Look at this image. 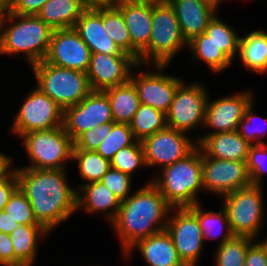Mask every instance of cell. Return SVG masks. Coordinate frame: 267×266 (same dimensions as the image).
Masks as SVG:
<instances>
[{
  "mask_svg": "<svg viewBox=\"0 0 267 266\" xmlns=\"http://www.w3.org/2000/svg\"><path fill=\"white\" fill-rule=\"evenodd\" d=\"M112 131V123H105L82 133L75 141L74 148L95 150Z\"/></svg>",
  "mask_w": 267,
  "mask_h": 266,
  "instance_id": "41",
  "label": "cell"
},
{
  "mask_svg": "<svg viewBox=\"0 0 267 266\" xmlns=\"http://www.w3.org/2000/svg\"><path fill=\"white\" fill-rule=\"evenodd\" d=\"M262 243L265 245V247L267 248V238L266 240H262Z\"/></svg>",
  "mask_w": 267,
  "mask_h": 266,
  "instance_id": "53",
  "label": "cell"
},
{
  "mask_svg": "<svg viewBox=\"0 0 267 266\" xmlns=\"http://www.w3.org/2000/svg\"><path fill=\"white\" fill-rule=\"evenodd\" d=\"M124 1H131V2H146V3H158L162 0H124Z\"/></svg>",
  "mask_w": 267,
  "mask_h": 266,
  "instance_id": "52",
  "label": "cell"
},
{
  "mask_svg": "<svg viewBox=\"0 0 267 266\" xmlns=\"http://www.w3.org/2000/svg\"><path fill=\"white\" fill-rule=\"evenodd\" d=\"M146 166L162 168L183 159L196 147L186 133L166 127L141 141Z\"/></svg>",
  "mask_w": 267,
  "mask_h": 266,
  "instance_id": "13",
  "label": "cell"
},
{
  "mask_svg": "<svg viewBox=\"0 0 267 266\" xmlns=\"http://www.w3.org/2000/svg\"><path fill=\"white\" fill-rule=\"evenodd\" d=\"M244 266H267V248L262 241L255 240L249 245Z\"/></svg>",
  "mask_w": 267,
  "mask_h": 266,
  "instance_id": "43",
  "label": "cell"
},
{
  "mask_svg": "<svg viewBox=\"0 0 267 266\" xmlns=\"http://www.w3.org/2000/svg\"><path fill=\"white\" fill-rule=\"evenodd\" d=\"M48 0H10V12L20 15H37Z\"/></svg>",
  "mask_w": 267,
  "mask_h": 266,
  "instance_id": "45",
  "label": "cell"
},
{
  "mask_svg": "<svg viewBox=\"0 0 267 266\" xmlns=\"http://www.w3.org/2000/svg\"><path fill=\"white\" fill-rule=\"evenodd\" d=\"M252 110H253V103H251L249 105V107L246 109L244 117L239 122L237 131L251 145L265 143V142L260 140L261 139L260 137L265 136V134L267 132V128H262V127L260 128L257 124H256L257 127H254L251 125L253 120L255 122V117H256V115H253ZM257 118H260V117L258 116V117H256V119ZM262 120H264V122H266V120L264 118ZM265 125L267 127V123ZM253 141H255V143Z\"/></svg>",
  "mask_w": 267,
  "mask_h": 266,
  "instance_id": "42",
  "label": "cell"
},
{
  "mask_svg": "<svg viewBox=\"0 0 267 266\" xmlns=\"http://www.w3.org/2000/svg\"><path fill=\"white\" fill-rule=\"evenodd\" d=\"M12 158L11 156L0 153V179H2L11 169Z\"/></svg>",
  "mask_w": 267,
  "mask_h": 266,
  "instance_id": "49",
  "label": "cell"
},
{
  "mask_svg": "<svg viewBox=\"0 0 267 266\" xmlns=\"http://www.w3.org/2000/svg\"><path fill=\"white\" fill-rule=\"evenodd\" d=\"M74 29L92 54L129 55L123 52L104 30L102 7L87 8L76 22Z\"/></svg>",
  "mask_w": 267,
  "mask_h": 266,
  "instance_id": "20",
  "label": "cell"
},
{
  "mask_svg": "<svg viewBox=\"0 0 267 266\" xmlns=\"http://www.w3.org/2000/svg\"><path fill=\"white\" fill-rule=\"evenodd\" d=\"M64 110L38 87L29 92L12 124L13 133L22 135L63 126Z\"/></svg>",
  "mask_w": 267,
  "mask_h": 266,
  "instance_id": "9",
  "label": "cell"
},
{
  "mask_svg": "<svg viewBox=\"0 0 267 266\" xmlns=\"http://www.w3.org/2000/svg\"><path fill=\"white\" fill-rule=\"evenodd\" d=\"M160 177L152 179L162 196L173 208L200 203L197 195L202 185V151L197 146L183 159L161 168Z\"/></svg>",
  "mask_w": 267,
  "mask_h": 266,
  "instance_id": "4",
  "label": "cell"
},
{
  "mask_svg": "<svg viewBox=\"0 0 267 266\" xmlns=\"http://www.w3.org/2000/svg\"><path fill=\"white\" fill-rule=\"evenodd\" d=\"M189 208L195 213L199 221L204 241L208 238L214 239L220 235H223L219 244L221 245L222 243L226 242L234 236L229 225L227 213L223 207L222 210L218 212L203 211L199 203ZM225 225L226 228L224 227ZM223 231L225 233L221 234Z\"/></svg>",
  "mask_w": 267,
  "mask_h": 266,
  "instance_id": "30",
  "label": "cell"
},
{
  "mask_svg": "<svg viewBox=\"0 0 267 266\" xmlns=\"http://www.w3.org/2000/svg\"><path fill=\"white\" fill-rule=\"evenodd\" d=\"M104 92L108 96L114 122L130 124L140 105L135 86L129 81Z\"/></svg>",
  "mask_w": 267,
  "mask_h": 266,
  "instance_id": "28",
  "label": "cell"
},
{
  "mask_svg": "<svg viewBox=\"0 0 267 266\" xmlns=\"http://www.w3.org/2000/svg\"><path fill=\"white\" fill-rule=\"evenodd\" d=\"M111 167L132 176L133 172L146 166L141 141L120 149L110 160Z\"/></svg>",
  "mask_w": 267,
  "mask_h": 266,
  "instance_id": "37",
  "label": "cell"
},
{
  "mask_svg": "<svg viewBox=\"0 0 267 266\" xmlns=\"http://www.w3.org/2000/svg\"><path fill=\"white\" fill-rule=\"evenodd\" d=\"M0 265L1 266H6L1 260H0Z\"/></svg>",
  "mask_w": 267,
  "mask_h": 266,
  "instance_id": "54",
  "label": "cell"
},
{
  "mask_svg": "<svg viewBox=\"0 0 267 266\" xmlns=\"http://www.w3.org/2000/svg\"><path fill=\"white\" fill-rule=\"evenodd\" d=\"M115 7L122 13L132 42V57L149 45L152 30V3L118 0Z\"/></svg>",
  "mask_w": 267,
  "mask_h": 266,
  "instance_id": "19",
  "label": "cell"
},
{
  "mask_svg": "<svg viewBox=\"0 0 267 266\" xmlns=\"http://www.w3.org/2000/svg\"><path fill=\"white\" fill-rule=\"evenodd\" d=\"M77 210L83 208L88 213L104 212L111 223L119 211L121 201L100 181L79 185ZM108 210V211H107Z\"/></svg>",
  "mask_w": 267,
  "mask_h": 266,
  "instance_id": "24",
  "label": "cell"
},
{
  "mask_svg": "<svg viewBox=\"0 0 267 266\" xmlns=\"http://www.w3.org/2000/svg\"><path fill=\"white\" fill-rule=\"evenodd\" d=\"M53 31L37 15L10 12L0 28V53L11 55L21 52L30 65L41 62L47 56Z\"/></svg>",
  "mask_w": 267,
  "mask_h": 266,
  "instance_id": "3",
  "label": "cell"
},
{
  "mask_svg": "<svg viewBox=\"0 0 267 266\" xmlns=\"http://www.w3.org/2000/svg\"><path fill=\"white\" fill-rule=\"evenodd\" d=\"M112 122L110 102L104 91H91L81 102L66 108L63 115V127L73 141L89 129Z\"/></svg>",
  "mask_w": 267,
  "mask_h": 266,
  "instance_id": "11",
  "label": "cell"
},
{
  "mask_svg": "<svg viewBox=\"0 0 267 266\" xmlns=\"http://www.w3.org/2000/svg\"><path fill=\"white\" fill-rule=\"evenodd\" d=\"M172 208L152 180L121 201L111 224L120 238L123 253L137 241L166 229Z\"/></svg>",
  "mask_w": 267,
  "mask_h": 266,
  "instance_id": "2",
  "label": "cell"
},
{
  "mask_svg": "<svg viewBox=\"0 0 267 266\" xmlns=\"http://www.w3.org/2000/svg\"><path fill=\"white\" fill-rule=\"evenodd\" d=\"M86 9L81 0H48L37 16L53 30L74 28Z\"/></svg>",
  "mask_w": 267,
  "mask_h": 266,
  "instance_id": "25",
  "label": "cell"
},
{
  "mask_svg": "<svg viewBox=\"0 0 267 266\" xmlns=\"http://www.w3.org/2000/svg\"><path fill=\"white\" fill-rule=\"evenodd\" d=\"M49 232L43 226L19 225L9 234L14 248V266H32L39 237Z\"/></svg>",
  "mask_w": 267,
  "mask_h": 266,
  "instance_id": "26",
  "label": "cell"
},
{
  "mask_svg": "<svg viewBox=\"0 0 267 266\" xmlns=\"http://www.w3.org/2000/svg\"><path fill=\"white\" fill-rule=\"evenodd\" d=\"M18 188V179L14 168L0 179V211L4 210L11 195Z\"/></svg>",
  "mask_w": 267,
  "mask_h": 266,
  "instance_id": "44",
  "label": "cell"
},
{
  "mask_svg": "<svg viewBox=\"0 0 267 266\" xmlns=\"http://www.w3.org/2000/svg\"><path fill=\"white\" fill-rule=\"evenodd\" d=\"M10 13V0H0V28Z\"/></svg>",
  "mask_w": 267,
  "mask_h": 266,
  "instance_id": "50",
  "label": "cell"
},
{
  "mask_svg": "<svg viewBox=\"0 0 267 266\" xmlns=\"http://www.w3.org/2000/svg\"><path fill=\"white\" fill-rule=\"evenodd\" d=\"M205 33L232 61L239 54L241 37L237 35L233 28L218 18L217 15L209 22Z\"/></svg>",
  "mask_w": 267,
  "mask_h": 266,
  "instance_id": "35",
  "label": "cell"
},
{
  "mask_svg": "<svg viewBox=\"0 0 267 266\" xmlns=\"http://www.w3.org/2000/svg\"><path fill=\"white\" fill-rule=\"evenodd\" d=\"M197 146L207 157L246 162L251 144L238 131L208 133L196 139Z\"/></svg>",
  "mask_w": 267,
  "mask_h": 266,
  "instance_id": "22",
  "label": "cell"
},
{
  "mask_svg": "<svg viewBox=\"0 0 267 266\" xmlns=\"http://www.w3.org/2000/svg\"><path fill=\"white\" fill-rule=\"evenodd\" d=\"M183 47H188V43L181 33L173 7L167 0L153 3L149 45L140 53L137 63L142 66L151 60L154 65H168Z\"/></svg>",
  "mask_w": 267,
  "mask_h": 266,
  "instance_id": "5",
  "label": "cell"
},
{
  "mask_svg": "<svg viewBox=\"0 0 267 266\" xmlns=\"http://www.w3.org/2000/svg\"><path fill=\"white\" fill-rule=\"evenodd\" d=\"M252 92L235 94L218 98L209 102L207 100L205 109L204 127H210L215 131L212 133H223L236 131L239 122L245 115L246 109L253 103Z\"/></svg>",
  "mask_w": 267,
  "mask_h": 266,
  "instance_id": "18",
  "label": "cell"
},
{
  "mask_svg": "<svg viewBox=\"0 0 267 266\" xmlns=\"http://www.w3.org/2000/svg\"><path fill=\"white\" fill-rule=\"evenodd\" d=\"M209 4H211L212 6H214L216 9H218V6H219V3L222 1V0H203Z\"/></svg>",
  "mask_w": 267,
  "mask_h": 266,
  "instance_id": "51",
  "label": "cell"
},
{
  "mask_svg": "<svg viewBox=\"0 0 267 266\" xmlns=\"http://www.w3.org/2000/svg\"><path fill=\"white\" fill-rule=\"evenodd\" d=\"M19 226L18 223L11 218V216L6 213L4 210L0 211V232L10 234L15 228Z\"/></svg>",
  "mask_w": 267,
  "mask_h": 266,
  "instance_id": "47",
  "label": "cell"
},
{
  "mask_svg": "<svg viewBox=\"0 0 267 266\" xmlns=\"http://www.w3.org/2000/svg\"><path fill=\"white\" fill-rule=\"evenodd\" d=\"M173 7L181 33L188 43L205 32L217 9L203 0H167Z\"/></svg>",
  "mask_w": 267,
  "mask_h": 266,
  "instance_id": "21",
  "label": "cell"
},
{
  "mask_svg": "<svg viewBox=\"0 0 267 266\" xmlns=\"http://www.w3.org/2000/svg\"><path fill=\"white\" fill-rule=\"evenodd\" d=\"M131 180V175L111 167L101 178L100 182L103 183L118 200L124 201L130 196Z\"/></svg>",
  "mask_w": 267,
  "mask_h": 266,
  "instance_id": "40",
  "label": "cell"
},
{
  "mask_svg": "<svg viewBox=\"0 0 267 266\" xmlns=\"http://www.w3.org/2000/svg\"><path fill=\"white\" fill-rule=\"evenodd\" d=\"M91 50L74 28L55 29L45 61L60 67L87 72Z\"/></svg>",
  "mask_w": 267,
  "mask_h": 266,
  "instance_id": "16",
  "label": "cell"
},
{
  "mask_svg": "<svg viewBox=\"0 0 267 266\" xmlns=\"http://www.w3.org/2000/svg\"><path fill=\"white\" fill-rule=\"evenodd\" d=\"M31 165L24 168L66 169L72 160L74 141L63 126L36 130L21 136Z\"/></svg>",
  "mask_w": 267,
  "mask_h": 266,
  "instance_id": "7",
  "label": "cell"
},
{
  "mask_svg": "<svg viewBox=\"0 0 267 266\" xmlns=\"http://www.w3.org/2000/svg\"><path fill=\"white\" fill-rule=\"evenodd\" d=\"M261 185H250L223 196V208L234 236L256 239L263 222Z\"/></svg>",
  "mask_w": 267,
  "mask_h": 266,
  "instance_id": "8",
  "label": "cell"
},
{
  "mask_svg": "<svg viewBox=\"0 0 267 266\" xmlns=\"http://www.w3.org/2000/svg\"><path fill=\"white\" fill-rule=\"evenodd\" d=\"M129 125L135 139L142 141L167 127L166 114L152 106L140 103Z\"/></svg>",
  "mask_w": 267,
  "mask_h": 266,
  "instance_id": "31",
  "label": "cell"
},
{
  "mask_svg": "<svg viewBox=\"0 0 267 266\" xmlns=\"http://www.w3.org/2000/svg\"><path fill=\"white\" fill-rule=\"evenodd\" d=\"M133 66V67H132ZM140 67L131 55L91 54L87 76L92 91H104L130 81L131 68Z\"/></svg>",
  "mask_w": 267,
  "mask_h": 266,
  "instance_id": "17",
  "label": "cell"
},
{
  "mask_svg": "<svg viewBox=\"0 0 267 266\" xmlns=\"http://www.w3.org/2000/svg\"><path fill=\"white\" fill-rule=\"evenodd\" d=\"M4 211L19 225L42 226L34 216L30 201L19 187L11 195Z\"/></svg>",
  "mask_w": 267,
  "mask_h": 266,
  "instance_id": "38",
  "label": "cell"
},
{
  "mask_svg": "<svg viewBox=\"0 0 267 266\" xmlns=\"http://www.w3.org/2000/svg\"><path fill=\"white\" fill-rule=\"evenodd\" d=\"M239 57L247 69L264 74L267 71V33L255 30L241 37Z\"/></svg>",
  "mask_w": 267,
  "mask_h": 266,
  "instance_id": "27",
  "label": "cell"
},
{
  "mask_svg": "<svg viewBox=\"0 0 267 266\" xmlns=\"http://www.w3.org/2000/svg\"><path fill=\"white\" fill-rule=\"evenodd\" d=\"M136 141L129 124L112 122V131L96 151L109 161L120 149L132 145Z\"/></svg>",
  "mask_w": 267,
  "mask_h": 266,
  "instance_id": "36",
  "label": "cell"
},
{
  "mask_svg": "<svg viewBox=\"0 0 267 266\" xmlns=\"http://www.w3.org/2000/svg\"><path fill=\"white\" fill-rule=\"evenodd\" d=\"M187 48L196 62H205L212 72H222L232 64V60L205 32L189 41Z\"/></svg>",
  "mask_w": 267,
  "mask_h": 266,
  "instance_id": "29",
  "label": "cell"
},
{
  "mask_svg": "<svg viewBox=\"0 0 267 266\" xmlns=\"http://www.w3.org/2000/svg\"><path fill=\"white\" fill-rule=\"evenodd\" d=\"M166 230L186 266H196L202 251L204 238L195 213L189 208H172Z\"/></svg>",
  "mask_w": 267,
  "mask_h": 266,
  "instance_id": "14",
  "label": "cell"
},
{
  "mask_svg": "<svg viewBox=\"0 0 267 266\" xmlns=\"http://www.w3.org/2000/svg\"><path fill=\"white\" fill-rule=\"evenodd\" d=\"M267 143L251 145L246 165L252 185H262V177L267 171Z\"/></svg>",
  "mask_w": 267,
  "mask_h": 266,
  "instance_id": "39",
  "label": "cell"
},
{
  "mask_svg": "<svg viewBox=\"0 0 267 266\" xmlns=\"http://www.w3.org/2000/svg\"><path fill=\"white\" fill-rule=\"evenodd\" d=\"M208 97V91L199 82L189 85L182 82L166 113L167 127L187 133L200 124L204 126Z\"/></svg>",
  "mask_w": 267,
  "mask_h": 266,
  "instance_id": "10",
  "label": "cell"
},
{
  "mask_svg": "<svg viewBox=\"0 0 267 266\" xmlns=\"http://www.w3.org/2000/svg\"><path fill=\"white\" fill-rule=\"evenodd\" d=\"M19 189L30 201L38 223L49 233L77 211V191L65 169H14Z\"/></svg>",
  "mask_w": 267,
  "mask_h": 266,
  "instance_id": "1",
  "label": "cell"
},
{
  "mask_svg": "<svg viewBox=\"0 0 267 266\" xmlns=\"http://www.w3.org/2000/svg\"><path fill=\"white\" fill-rule=\"evenodd\" d=\"M72 160L77 161L80 177L87 183L100 181L111 168L110 161L95 150L73 148Z\"/></svg>",
  "mask_w": 267,
  "mask_h": 266,
  "instance_id": "32",
  "label": "cell"
},
{
  "mask_svg": "<svg viewBox=\"0 0 267 266\" xmlns=\"http://www.w3.org/2000/svg\"><path fill=\"white\" fill-rule=\"evenodd\" d=\"M255 239L245 236H233L216 249V266H244L249 245Z\"/></svg>",
  "mask_w": 267,
  "mask_h": 266,
  "instance_id": "34",
  "label": "cell"
},
{
  "mask_svg": "<svg viewBox=\"0 0 267 266\" xmlns=\"http://www.w3.org/2000/svg\"><path fill=\"white\" fill-rule=\"evenodd\" d=\"M37 87L63 110L81 102L91 91L86 72L60 67L45 60L31 65Z\"/></svg>",
  "mask_w": 267,
  "mask_h": 266,
  "instance_id": "6",
  "label": "cell"
},
{
  "mask_svg": "<svg viewBox=\"0 0 267 266\" xmlns=\"http://www.w3.org/2000/svg\"><path fill=\"white\" fill-rule=\"evenodd\" d=\"M135 248L139 250L149 266H186L166 229L137 241L125 255L128 256Z\"/></svg>",
  "mask_w": 267,
  "mask_h": 266,
  "instance_id": "23",
  "label": "cell"
},
{
  "mask_svg": "<svg viewBox=\"0 0 267 266\" xmlns=\"http://www.w3.org/2000/svg\"><path fill=\"white\" fill-rule=\"evenodd\" d=\"M104 30L121 48L132 56V42L122 13L114 7H102Z\"/></svg>",
  "mask_w": 267,
  "mask_h": 266,
  "instance_id": "33",
  "label": "cell"
},
{
  "mask_svg": "<svg viewBox=\"0 0 267 266\" xmlns=\"http://www.w3.org/2000/svg\"><path fill=\"white\" fill-rule=\"evenodd\" d=\"M87 8L114 7L118 0H81Z\"/></svg>",
  "mask_w": 267,
  "mask_h": 266,
  "instance_id": "48",
  "label": "cell"
},
{
  "mask_svg": "<svg viewBox=\"0 0 267 266\" xmlns=\"http://www.w3.org/2000/svg\"><path fill=\"white\" fill-rule=\"evenodd\" d=\"M0 260L6 266H14V248L10 236L0 232Z\"/></svg>",
  "mask_w": 267,
  "mask_h": 266,
  "instance_id": "46",
  "label": "cell"
},
{
  "mask_svg": "<svg viewBox=\"0 0 267 266\" xmlns=\"http://www.w3.org/2000/svg\"><path fill=\"white\" fill-rule=\"evenodd\" d=\"M203 190L221 197L252 185L246 162L207 157L202 152Z\"/></svg>",
  "mask_w": 267,
  "mask_h": 266,
  "instance_id": "12",
  "label": "cell"
},
{
  "mask_svg": "<svg viewBox=\"0 0 267 266\" xmlns=\"http://www.w3.org/2000/svg\"><path fill=\"white\" fill-rule=\"evenodd\" d=\"M168 65H154L156 72H140L130 76V82L135 86L139 101L154 109L168 112L177 87L183 82L180 78L164 74Z\"/></svg>",
  "mask_w": 267,
  "mask_h": 266,
  "instance_id": "15",
  "label": "cell"
}]
</instances>
